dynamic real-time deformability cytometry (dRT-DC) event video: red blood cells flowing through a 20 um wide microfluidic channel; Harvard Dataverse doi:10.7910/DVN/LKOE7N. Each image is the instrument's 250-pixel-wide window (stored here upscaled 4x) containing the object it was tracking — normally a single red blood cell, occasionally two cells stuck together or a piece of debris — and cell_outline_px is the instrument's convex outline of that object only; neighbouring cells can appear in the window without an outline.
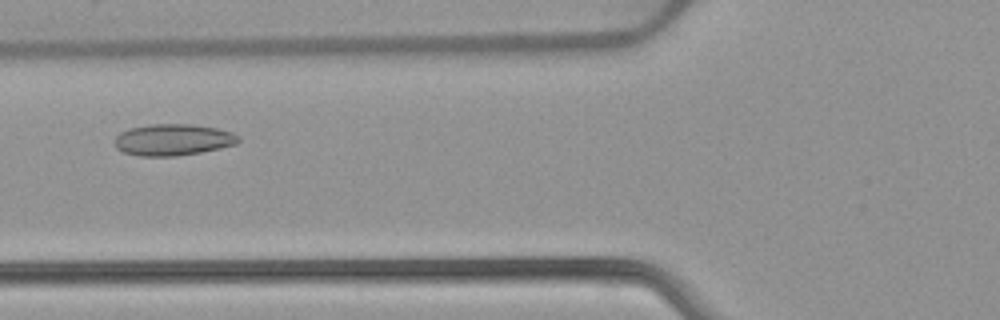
{"species": "common noctule bat (a hibernating species)", "species_latin": "Nyctalus noctula", "temperature_condition": "warm", "stored_images_in_passage": 48, "camera_frame_rate_fps": 3000, "um_per_image_px": 0.085, "animal": {"sex": "female", "body_mass_g": 22.7, "forearm_length_mm": 54.2}, "frame": {"image": 1, "passage_image": 16, "time_ms": 5.0, "image_size_px": [1000, 320], "cell_outline_px": [[240, 140], [236, 144], [220, 148], [200, 152], [176, 156], [140, 156], [124, 152], [116, 148], [112, 144], [116, 136], [120, 132], [132, 128], [152, 124], [192, 124], [216, 128], [232, 132], [240, 136]], "centroid_in_image_um": [14.7, 11.88], "position_along_channel_um": 111.1, "area_um2": 22.77}}
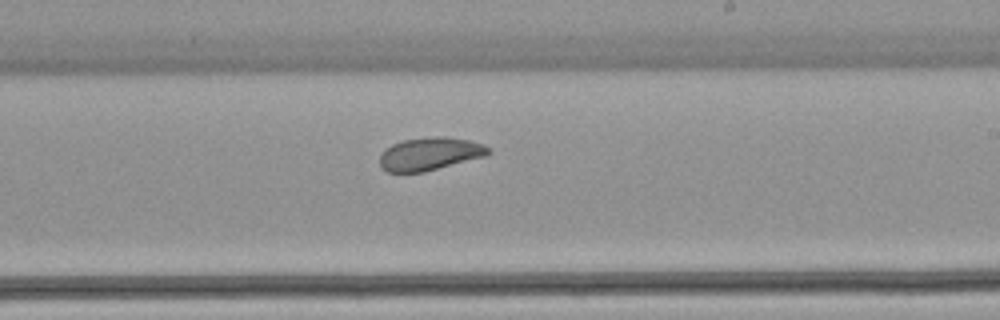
{"frame": {"image": 2, "passage_image": 27, "time_ms": 8.667, "image_size_px": [1000, 320], "cell_outline_px": [[492, 152], [484, 156], [424, 172], [388, 172], [380, 168], [380, 156], [384, 148], [392, 144], [404, 140], [436, 136], [444, 136], [468, 140], [484, 144], [492, 148]], "centroid_in_image_um": [36.53, 13.07], "position_along_channel_um": 252.5, "area_um2": 20.87}}
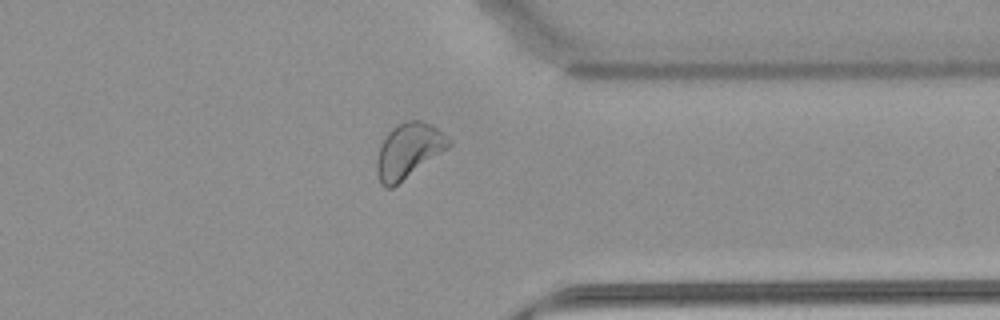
{"frame": {"image": 3, "passage_image": 37, "time_ms": 12.0, "image_size_px": [1000, 320], "cell_outline_px": [[452, 144], [448, 148], [392, 188], [384, 188], [380, 184], [376, 172], [376, 160], [380, 148], [388, 132], [396, 124], [408, 120], [420, 120], [436, 128], [452, 140]], "centroid_in_image_um": [34.71, 12.82], "position_along_channel_um": 376.7, "area_um2": 22.83}, "authors_computed_cell_mechanics": {"area_um2": 23.0333, "velocity_mm_per_s": 3.8634, "shape_relaxation_time_tau1_ms": 10.0714, "shape_relaxation_time_tau2_ms": 1.9021, "deformation_change_tau1": 0.1688, "deformation_change_tau2": 0.0789}}